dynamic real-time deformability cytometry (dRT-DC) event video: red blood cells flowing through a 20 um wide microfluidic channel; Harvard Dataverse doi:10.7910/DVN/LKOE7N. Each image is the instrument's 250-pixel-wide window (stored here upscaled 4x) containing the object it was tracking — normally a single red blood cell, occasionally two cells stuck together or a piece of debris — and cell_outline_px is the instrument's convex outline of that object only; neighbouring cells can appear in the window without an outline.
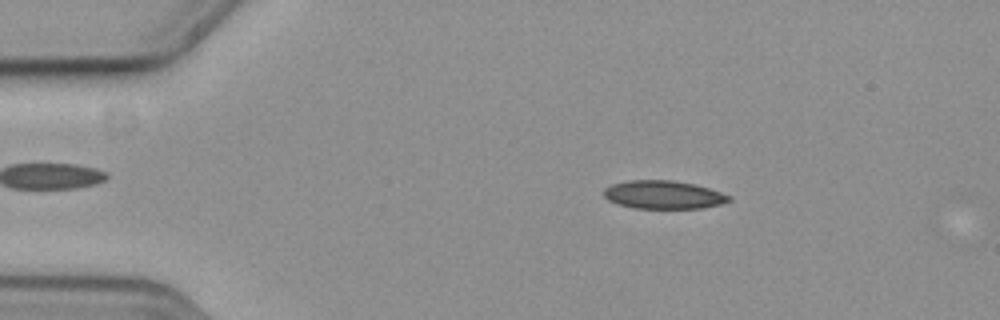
{"species": "common noctule bat (a hibernating species)", "species_latin": "Nyctalus noctula", "temperature_condition": "cold", "stored_images_in_passage": 55, "camera_frame_rate_fps": 3000, "um_per_image_px": 0.085, "animal": {"sex": "female", "body_mass_g": 19.3, "forearm_length_mm": 54.1}, "frame": {"image": 1, "passage_image": 9, "time_ms": 2.667, "image_size_px": [1000, 320], "cell_outline_px": [[732, 200], [720, 204], [704, 208], [632, 208], [616, 204], [608, 200], [604, 196], [604, 188], [612, 184], [628, 180], [672, 180], [692, 184], [708, 188], [732, 196]], "centroid_in_image_um": [56.37, 16.56], "position_along_channel_um": 28.6, "area_um2": 20.63}}
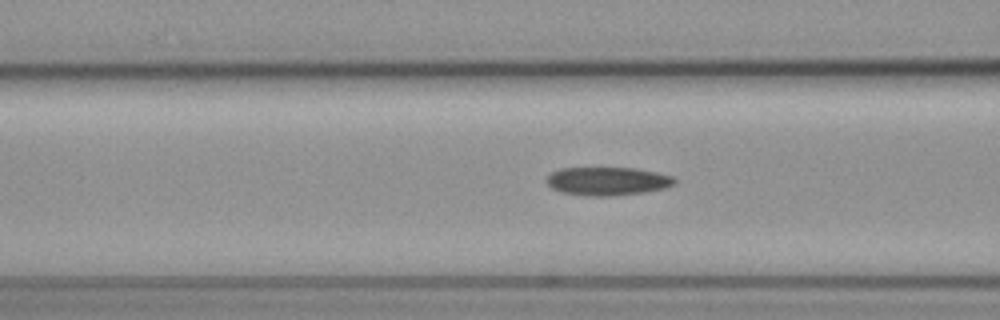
{"frame": {"image": 2, "passage_image": 21, "time_ms": 6.667, "image_size_px": [1000, 320], "cell_outline_px": [[676, 184], [664, 188], [644, 192], [608, 196], [592, 196], [560, 192], [552, 188], [544, 180], [552, 172], [560, 168], [636, 168], [656, 172], [672, 176], [676, 180]], "centroid_in_image_um": [51.63, 15.39], "position_along_channel_um": 115.0, "area_um2": 21.1}}
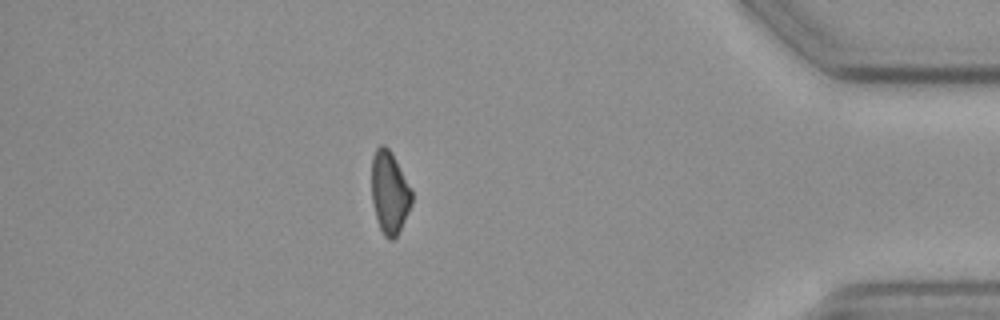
{"frame": {"image": 3, "passage_image": 48, "time_ms": 15.667, "image_size_px": [1000, 320], "cell_outline_px": [[412, 204], [396, 236], [392, 240], [388, 240], [384, 236], [380, 228], [376, 216], [372, 200], [372, 156], [376, 148], [380, 144], [384, 144], [392, 152], [412, 188]], "centroid_in_image_um": [33.12, 16.32], "position_along_channel_um": 402.1, "area_um2": 19.36}}